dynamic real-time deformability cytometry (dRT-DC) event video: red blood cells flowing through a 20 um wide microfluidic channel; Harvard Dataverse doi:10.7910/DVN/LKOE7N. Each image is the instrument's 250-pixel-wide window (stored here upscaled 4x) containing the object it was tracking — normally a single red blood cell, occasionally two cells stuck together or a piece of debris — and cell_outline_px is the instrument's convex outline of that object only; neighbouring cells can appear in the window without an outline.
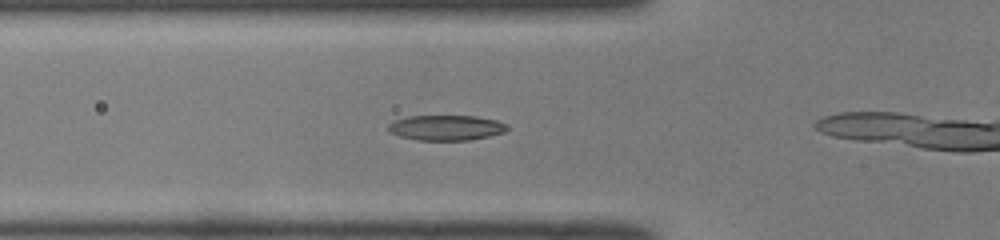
{"species": "common noctule bat (a hibernating species)", "species_latin": "Nyctalus noctula", "temperature_condition": "room temperature", "stored_images_in_passage": 30, "camera_frame_rate_fps": 3000, "um_per_image_px": 0.085, "animal": {"sex": "male", "body_mass_g": 19.0, "forearm_length_mm": 50.8}, "frame": {"image": 1, "passage_image": 8, "time_ms": 2.333, "image_size_px": [1000, 240], "cell_outline_px": [[508, 128], [504, 132], [488, 136], [468, 140], [416, 140], [400, 136], [388, 132], [388, 124], [396, 120], [408, 116], [476, 116], [496, 120], [508, 124]], "centroid_in_image_um": [37.91, 10.85], "position_along_channel_um": 87.9, "area_um2": 17.46}}
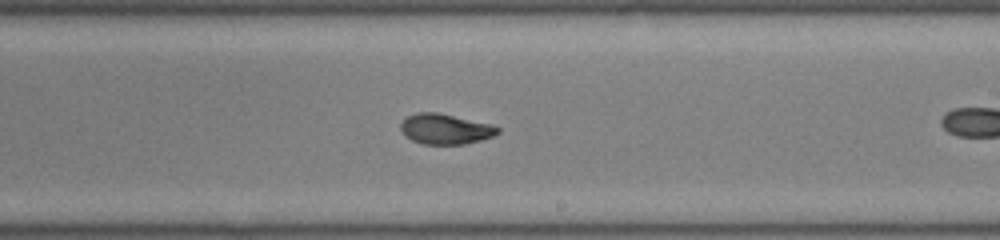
{"frame": {"image": 2, "passage_image": 20, "time_ms": 6.333, "image_size_px": [1000, 240], "cell_outline_px": [[500, 132], [492, 136], [480, 140], [464, 144], [424, 144], [412, 140], [404, 136], [400, 132], [400, 124], [408, 116], [416, 112], [436, 112], [492, 124], [500, 128]], "centroid_in_image_um": [37.83, 10.96], "position_along_channel_um": 251.2, "area_um2": 17.17}}
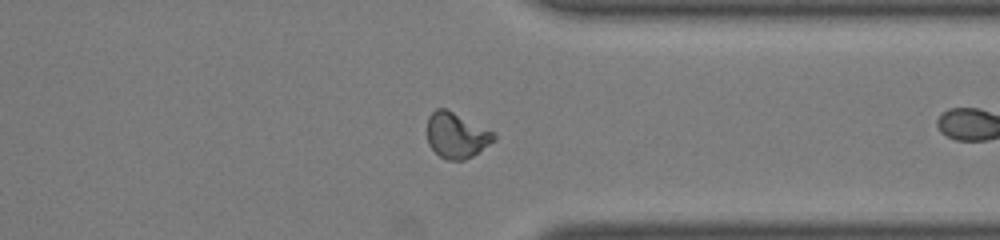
{"frame": {"image": 3, "passage_image": 29, "time_ms": 9.333, "image_size_px": [1000, 240], "cell_outline_px": [[496, 140], [472, 156], [464, 160], [448, 160], [440, 156], [428, 144], [428, 116], [436, 108], [444, 108], [496, 132]], "centroid_in_image_um": [38.82, 11.5], "position_along_channel_um": 372.6, "area_um2": 17.63}}